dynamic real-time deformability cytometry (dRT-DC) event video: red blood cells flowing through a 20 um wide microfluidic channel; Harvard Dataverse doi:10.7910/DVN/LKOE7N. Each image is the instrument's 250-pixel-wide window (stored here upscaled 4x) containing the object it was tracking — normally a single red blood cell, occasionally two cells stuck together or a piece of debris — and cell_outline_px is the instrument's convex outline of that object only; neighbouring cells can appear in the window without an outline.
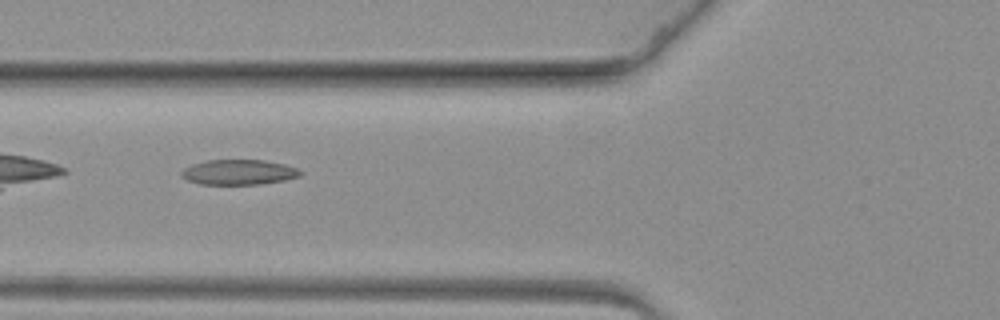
{"species": "common noctule bat (a hibernating species)", "species_latin": "Nyctalus noctula", "temperature_condition": "warm", "stored_images_in_passage": 43, "camera_frame_rate_fps": 3000, "um_per_image_px": 0.085, "animal": {"sex": "female", "body_mass_g": 19.3, "forearm_length_mm": 54.1}, "frame": {"image": 1, "passage_image": 5, "time_ms": 1.333, "image_size_px": [1000, 320], "cell_outline_px": [[304, 172], [300, 176], [284, 180], [260, 184], [200, 184], [188, 180], [180, 176], [180, 172], [184, 168], [192, 164], [208, 160], [264, 160], [284, 164], [296, 168]], "centroid_in_image_um": [20.29, 14.63], "position_along_channel_um": 105.5, "area_um2": 17.4}}
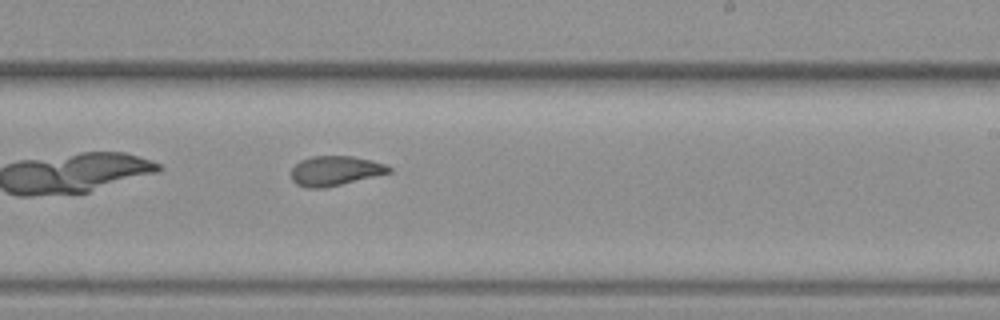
{"frame": {"image": 2, "passage_image": 19, "time_ms": 6.0, "image_size_px": [1000, 320], "cell_outline_px": [[392, 172], [324, 188], [308, 188], [296, 184], [292, 180], [292, 168], [300, 160], [312, 156], [352, 156], [372, 160], [384, 164], [392, 168]], "centroid_in_image_um": [28.48, 14.51], "position_along_channel_um": 260.5, "area_um2": 16.82}}
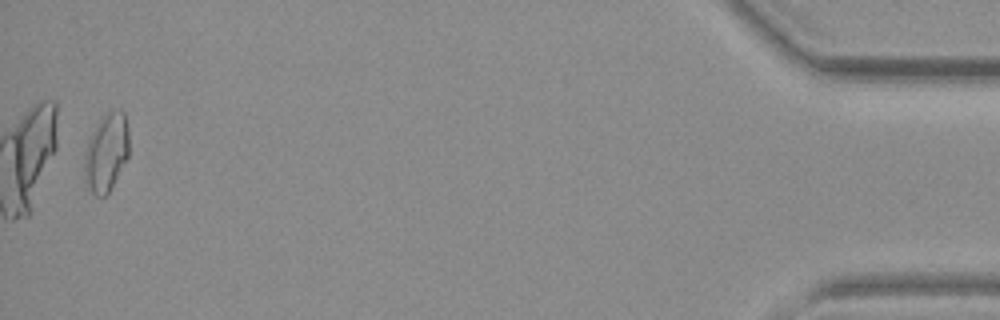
{"frame": {"image": 3, "passage_image": 42, "time_ms": 13.667, "image_size_px": [1000, 320], "cell_outline_px": [[128, 156], [108, 192], [104, 196], [96, 196], [88, 188], [84, 168], [84, 156], [88, 140], [100, 116], [112, 108], [120, 108], [124, 112], [128, 128]], "centroid_in_image_um": [9.04, 12.87], "position_along_channel_um": 426.2, "area_um2": 20.35}}